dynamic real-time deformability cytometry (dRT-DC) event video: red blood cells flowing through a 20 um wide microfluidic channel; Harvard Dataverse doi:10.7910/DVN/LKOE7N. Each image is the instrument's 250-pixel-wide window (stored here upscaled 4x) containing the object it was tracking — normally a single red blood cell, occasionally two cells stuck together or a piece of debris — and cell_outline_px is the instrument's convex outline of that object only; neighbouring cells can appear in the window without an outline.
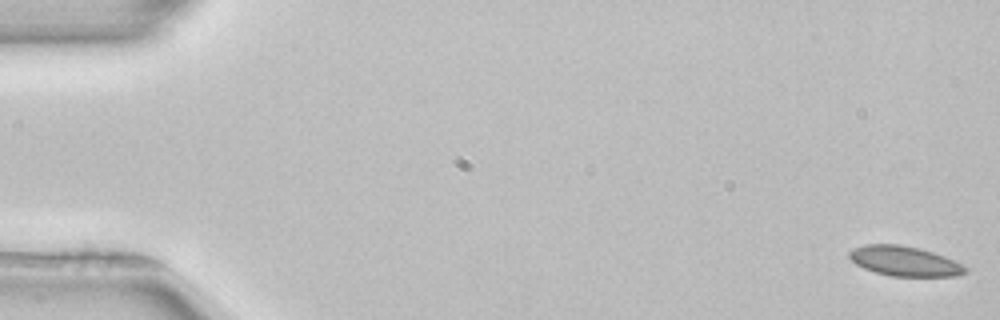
{"species": "common noctule bat (a hibernating species)", "species_latin": "Nyctalus noctula", "temperature_condition": "room temperature", "stored_images_in_passage": 52, "camera_frame_rate_fps": 3000, "um_per_image_px": 0.085, "animal": {"sex": "female", "body_mass_g": 22.7, "forearm_length_mm": 54.2}, "frame": {"image": 1, "passage_image": 1, "time_ms": 0.0, "image_size_px": [1000, 320], "cell_outline_px": [[968, 272], [956, 276], [892, 276], [876, 272], [864, 268], [856, 264], [848, 256], [848, 252], [852, 248], [864, 244], [900, 244], [920, 248], [944, 256], [968, 268]], "centroid_in_image_um": [76.86, 22.18], "position_along_channel_um": 8.1, "area_um2": 20.17}}
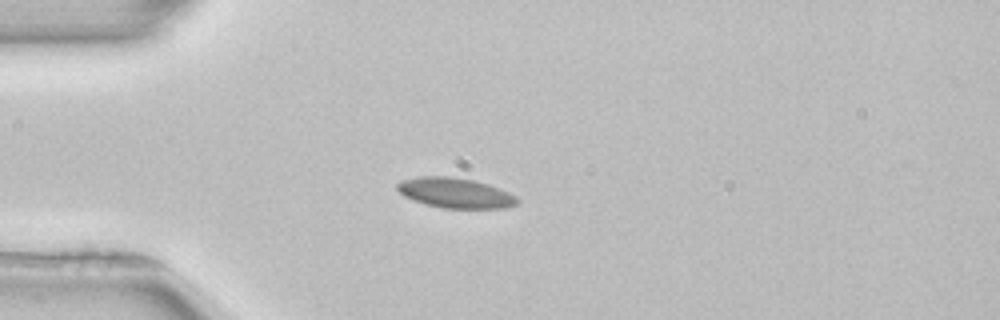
{"frame": {"image": 2, "passage_image": 14, "time_ms": 4.333, "image_size_px": [1000, 320], "cell_outline_px": [[520, 200], [516, 204], [504, 208], [444, 208], [424, 204], [412, 200], [404, 196], [396, 188], [396, 184], [400, 180], [420, 176], [452, 176], [472, 180], [488, 184], [508, 192], [516, 196]], "centroid_in_image_um": [38.66, 16.39], "position_along_channel_um": 46.3, "area_um2": 21.15}}
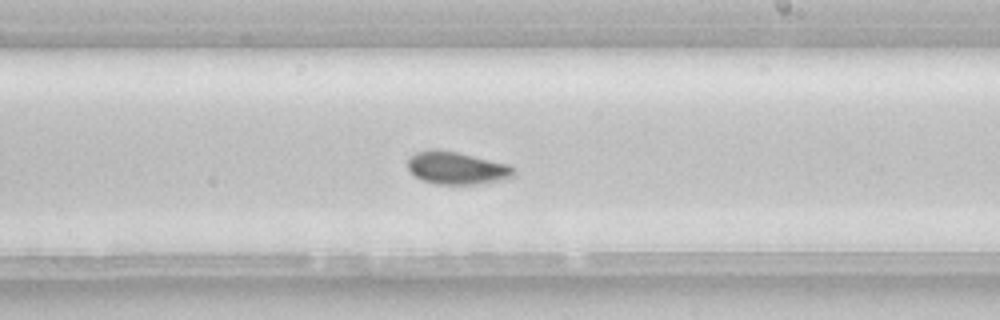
{"frame": {"image": 3, "passage_image": 31, "time_ms": 10.0, "image_size_px": [1000, 320], "cell_outline_px": [[516, 172], [512, 176], [504, 180], [472, 184], [436, 184], [420, 180], [408, 168], [408, 156], [416, 152], [428, 148], [440, 148], [508, 164]], "centroid_in_image_um": [38.77, 14.26], "position_along_channel_um": 250.2, "area_um2": 20.29}, "authors_computed_cell_mechanics": {"area_um2": 20.2011, "velocity_mm_per_s": 3.9199, "shape_relaxation_time_tau1_ms": 4.6683, "shape_relaxation_time_tau2_ms": 1.7143, "deformation_change_tau1": 0.1072, "deformation_change_tau2": 0.0385}}